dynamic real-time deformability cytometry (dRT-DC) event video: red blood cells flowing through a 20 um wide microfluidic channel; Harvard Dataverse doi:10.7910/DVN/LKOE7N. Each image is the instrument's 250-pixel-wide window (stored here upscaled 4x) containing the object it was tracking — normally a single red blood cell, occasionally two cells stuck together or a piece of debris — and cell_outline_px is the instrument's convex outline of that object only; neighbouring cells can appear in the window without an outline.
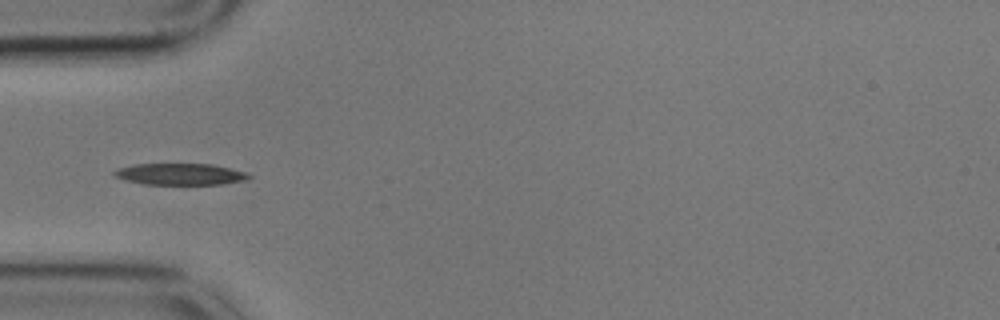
{"species": "common noctule bat (a hibernating species)", "species_latin": "Nyctalus noctula", "temperature_condition": "cold", "stored_images_in_passage": 40, "camera_frame_rate_fps": 3000, "um_per_image_px": 0.085, "animal": {"sex": "male", "body_mass_g": 17.9}, "frame": {"image": 1, "passage_image": 1, "time_ms": 0.0, "image_size_px": [1000, 320], "cell_outline_px": [[252, 176], [248, 180], [220, 184], [144, 184], [128, 180], [116, 176], [112, 172], [116, 168], [132, 164], [212, 164], [244, 172]], "centroid_in_image_um": [15.31, 14.8], "position_along_channel_um": 69.7, "area_um2": 16.7}}
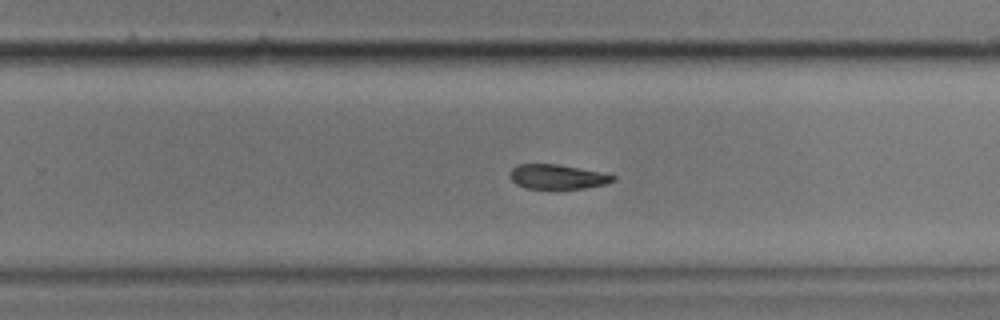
{"frame": {"image": 2, "passage_image": 19, "time_ms": 6.0, "image_size_px": [1000, 320], "cell_outline_px": [[616, 180], [604, 184], [584, 188], [524, 188], [516, 184], [508, 176], [512, 168], [516, 164], [556, 164], [600, 172], [616, 176]], "centroid_in_image_um": [47.33, 15.02], "position_along_channel_um": 282.5, "area_um2": 14.62}}
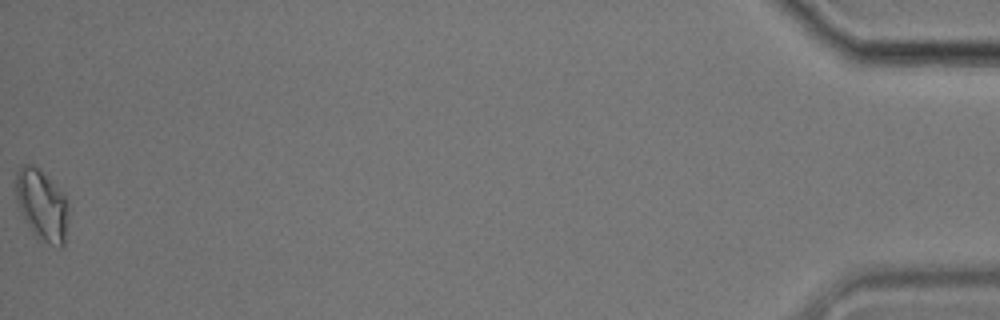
{"frame": {"image": 3, "passage_image": 40, "time_ms": 13.0, "image_size_px": [1000, 320], "cell_outline_px": [[68, 216], [64, 244], [60, 248], [48, 244], [36, 236], [32, 232], [24, 220], [16, 200], [12, 184], [16, 172], [24, 164], [32, 164], [40, 168], [64, 192], [68, 204]], "centroid_in_image_um": [3.54, 17.38], "position_along_channel_um": 431.7, "area_um2": 22.54}}